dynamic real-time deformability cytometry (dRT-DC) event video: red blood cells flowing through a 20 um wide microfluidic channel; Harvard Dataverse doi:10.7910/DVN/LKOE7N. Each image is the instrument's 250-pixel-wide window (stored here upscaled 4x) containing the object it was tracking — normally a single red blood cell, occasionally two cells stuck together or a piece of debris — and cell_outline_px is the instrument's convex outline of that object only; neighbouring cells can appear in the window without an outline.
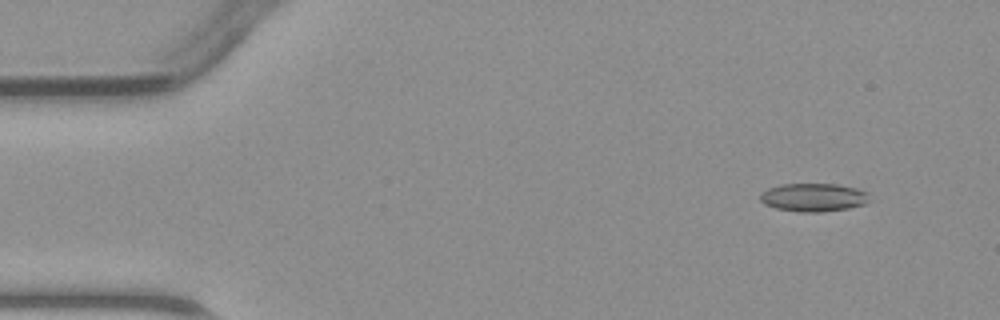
{"species": "common noctule bat (a hibernating species)", "species_latin": "Nyctalus noctula", "temperature_condition": "warm", "stored_images_in_passage": 4, "camera_frame_rate_fps": 3000, "um_per_image_px": 0.085, "animal": {"sex": "male", "body_mass_g": 23.1, "forearm_length_mm": 52.7}, "frame": {"image": 1, "passage_image": 2, "time_ms": 1.333, "image_size_px": [1000, 320], "cell_outline_px": [[868, 200], [864, 204], [848, 208], [820, 212], [800, 212], [776, 208], [764, 204], [760, 200], [760, 192], [768, 188], [780, 184], [840, 184], [856, 188], [868, 192]], "centroid_in_image_um": [69.12, 16.77], "position_along_channel_um": 15.9, "area_um2": 18.03}}